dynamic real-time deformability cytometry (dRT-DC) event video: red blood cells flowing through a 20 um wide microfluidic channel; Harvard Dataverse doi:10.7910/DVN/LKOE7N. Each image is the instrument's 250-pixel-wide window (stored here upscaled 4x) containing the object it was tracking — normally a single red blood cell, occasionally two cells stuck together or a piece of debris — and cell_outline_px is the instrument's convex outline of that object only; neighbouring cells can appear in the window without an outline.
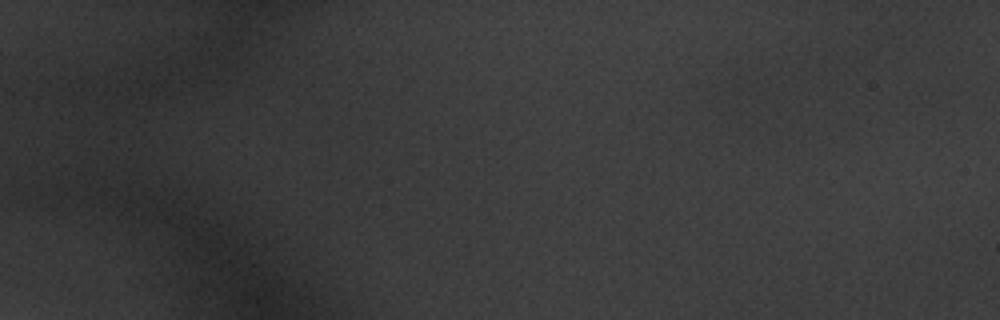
{"species": "common noctule bat (a hibernating species)", "species_latin": "Nyctalus noctula", "temperature_condition": "warm", "stored_images_in_passage": 5, "camera_frame_rate_fps": 3000, "um_per_image_px": 0.085, "animal": {"sex": "male", "body_mass_g": 20.1, "forearm_length_mm": 53.5}, "frame": {"image": 1, "passage_image": 1, "time_ms": 0.0, "image_size_px": [1000, 320], "cell_outline_px": [[924, 20], [920, 36], [916, 40], [852, 68], [840, 72], [828, 72], [812, 68], [808, 60], [856, 24], [880, 12], [924, 16]], "centroid_in_image_um": [73.81, 3.52], "position_along_channel_um": 11.2, "area_um2": 26.99}}